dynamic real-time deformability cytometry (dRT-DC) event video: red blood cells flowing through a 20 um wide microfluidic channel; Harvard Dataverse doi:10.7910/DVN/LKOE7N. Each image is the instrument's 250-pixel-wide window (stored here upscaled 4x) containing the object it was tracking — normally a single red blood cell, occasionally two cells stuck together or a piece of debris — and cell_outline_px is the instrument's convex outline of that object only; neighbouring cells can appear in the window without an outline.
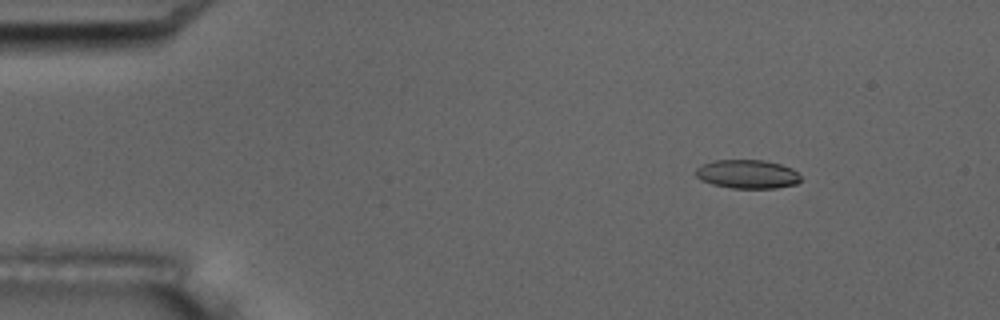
{"species": "common noctule bat (a hibernating species)", "species_latin": "Nyctalus noctula", "temperature_condition": "room temperature", "stored_images_in_passage": 17, "camera_frame_rate_fps": 3000, "um_per_image_px": 0.085, "animal": {"sex": "male", "body_mass_g": 17.5, "forearm_length_mm": 52.3}, "frame": {"image": 1, "passage_image": 3, "time_ms": 2.333, "image_size_px": [1000, 320], "cell_outline_px": [[800, 180], [796, 184], [776, 188], [732, 188], [712, 184], [700, 180], [692, 172], [696, 168], [712, 160], [764, 160], [780, 164], [792, 168], [800, 176]], "centroid_in_image_um": [63.48, 14.8], "position_along_channel_um": 21.5, "area_um2": 17.69}}
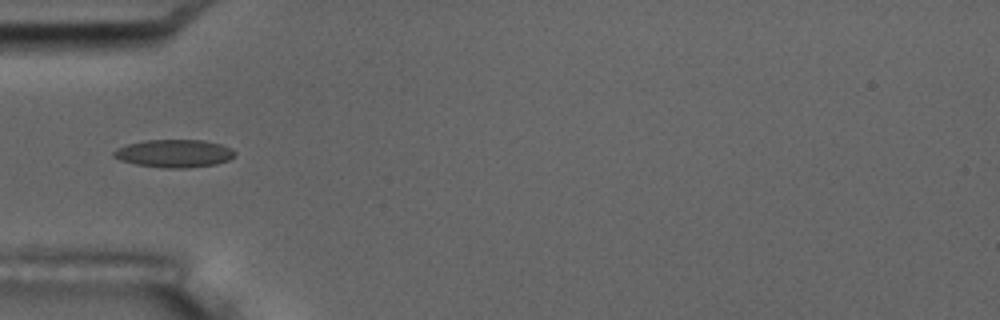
{"frame": {"image": 2, "passage_image": 6, "time_ms": 6.0, "image_size_px": [1000, 320], "cell_outline_px": [[236, 156], [228, 160], [216, 164], [184, 168], [164, 168], [136, 164], [120, 160], [112, 156], [112, 152], [116, 148], [128, 144], [144, 140], [204, 140], [220, 144], [232, 148], [236, 152]], "centroid_in_image_um": [14.81, 13.04], "position_along_channel_um": 70.2, "area_um2": 19.77}, "authors_computed_cell_mechanics": {"area_um2": 18.4382, "velocity_mm_per_s": 3.563, "shape_relaxation_time_tau1_ms": null, "shape_relaxation_time_tau2_ms": 2.2907, "deformation_change_tau1": null, "deformation_change_tau2": 0.072}}